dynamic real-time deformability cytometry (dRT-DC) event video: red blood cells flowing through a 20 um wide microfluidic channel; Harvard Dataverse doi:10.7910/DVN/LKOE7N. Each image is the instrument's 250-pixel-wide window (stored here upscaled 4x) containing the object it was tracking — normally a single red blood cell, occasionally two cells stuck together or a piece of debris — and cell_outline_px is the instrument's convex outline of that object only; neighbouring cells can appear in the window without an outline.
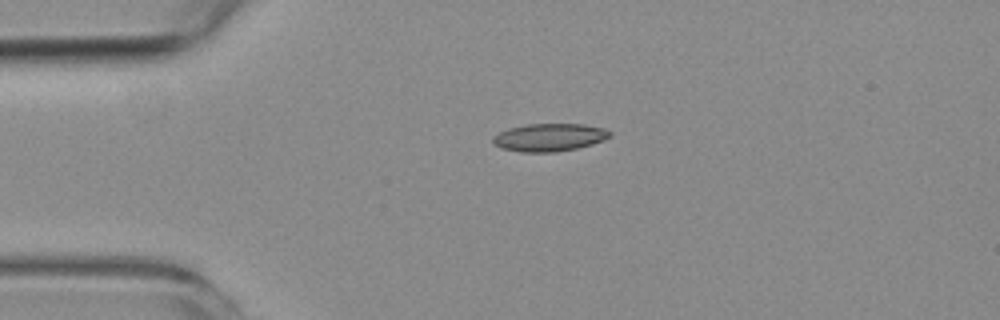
{"species": "common noctule bat (a hibernating species)", "species_latin": "Nyctalus noctula", "temperature_condition": "room temperature", "stored_images_in_passage": 3, "camera_frame_rate_fps": 3000, "um_per_image_px": 0.085, "animal": {"sex": "female", "body_mass_g": 19.3, "forearm_length_mm": 54.1}, "frame": {"image": 1, "passage_image": 1, "time_ms": 0.0, "image_size_px": [1000, 320], "cell_outline_px": [[612, 136], [592, 144], [576, 148], [556, 152], [520, 152], [500, 148], [492, 140], [500, 132], [508, 128], [528, 124], [584, 124], [604, 128], [612, 132]], "centroid_in_image_um": [46.73, 11.67], "position_along_channel_um": 38.3, "area_um2": 18.84}}
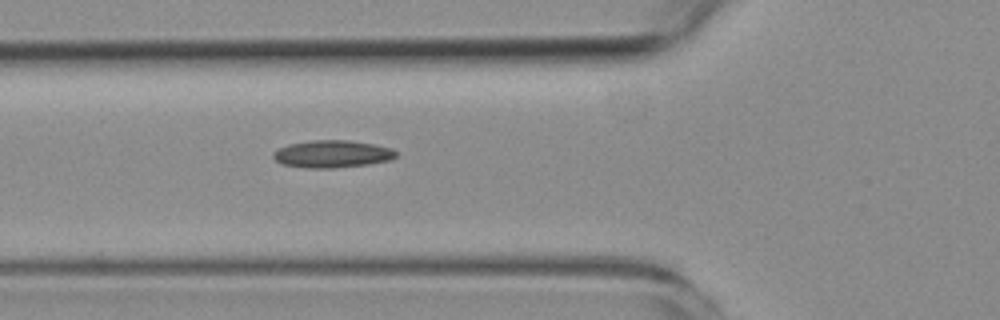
{"frame": {"image": 2, "passage_image": 3, "time_ms": 2.333, "image_size_px": [1000, 320], "cell_outline_px": [[396, 156], [392, 160], [368, 164], [332, 168], [304, 168], [280, 164], [272, 156], [272, 152], [288, 144], [312, 140], [348, 140], [372, 144], [392, 148], [396, 152]], "centroid_in_image_um": [28.21, 13.09], "position_along_channel_um": 97.6, "area_um2": 19.65}}